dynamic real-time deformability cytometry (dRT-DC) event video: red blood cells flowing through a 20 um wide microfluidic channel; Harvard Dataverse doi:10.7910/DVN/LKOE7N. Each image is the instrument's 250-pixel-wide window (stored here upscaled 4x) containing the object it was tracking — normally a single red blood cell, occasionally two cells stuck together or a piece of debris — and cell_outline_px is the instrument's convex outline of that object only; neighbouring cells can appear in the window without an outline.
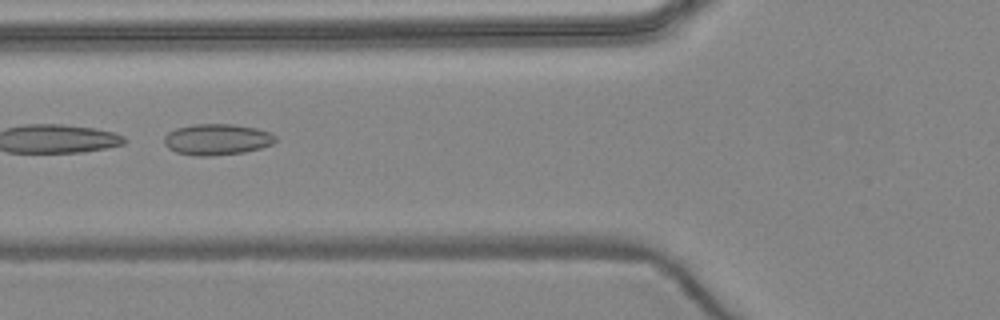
{"species": "common noctule bat (a hibernating species)", "species_latin": "Nyctalus noctula", "temperature_condition": "warm", "stored_images_in_passage": 2, "camera_frame_rate_fps": 3000, "um_per_image_px": 0.085, "animal": {"sex": "female", "body_mass_g": 24.6, "forearm_length_mm": 56.2}, "frame": {"image": 1, "passage_image": 2, "time_ms": 1.0, "image_size_px": [1000, 320], "cell_outline_px": [[276, 140], [272, 144], [260, 148], [244, 152], [212, 156], [196, 156], [176, 152], [168, 148], [164, 144], [164, 136], [168, 132], [176, 128], [192, 124], [232, 124], [256, 128], [268, 132], [276, 136]], "centroid_in_image_um": [18.41, 11.85], "position_along_channel_um": 107.4, "area_um2": 20.23}}